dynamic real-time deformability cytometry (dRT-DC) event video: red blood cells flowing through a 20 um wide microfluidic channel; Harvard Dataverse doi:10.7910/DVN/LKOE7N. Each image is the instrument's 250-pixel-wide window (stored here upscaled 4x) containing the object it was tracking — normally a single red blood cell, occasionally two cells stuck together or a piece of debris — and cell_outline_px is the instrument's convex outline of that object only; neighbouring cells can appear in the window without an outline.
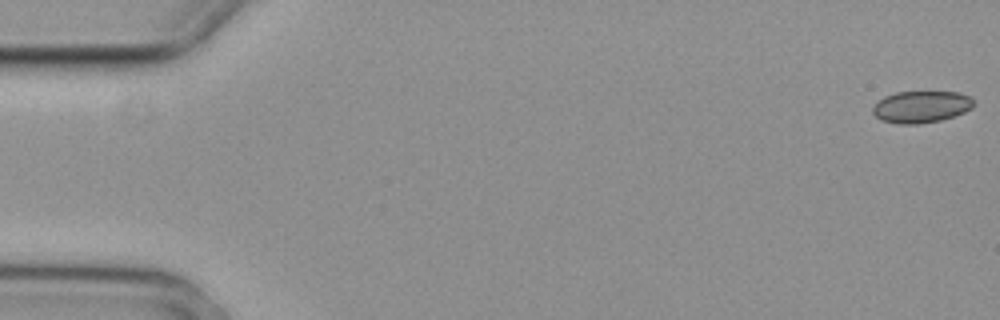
{"species": "common noctule bat (a hibernating species)", "species_latin": "Nyctalus noctula", "temperature_condition": "cold", "stored_images_in_passage": 5, "camera_frame_rate_fps": 3000, "um_per_image_px": 0.085, "animal": {"sex": "female", "body_mass_g": 29.2, "forearm_length_mm": 56.3}, "frame": {"image": 1, "passage_image": 1, "time_ms": 0.0, "image_size_px": [1000, 320], "cell_outline_px": [[972, 108], [964, 112], [940, 120], [916, 124], [900, 124], [880, 120], [872, 112], [872, 108], [884, 96], [896, 92], [960, 92], [972, 96]], "centroid_in_image_um": [78.3, 9.07], "position_along_channel_um": 6.7, "area_um2": 18.61}}
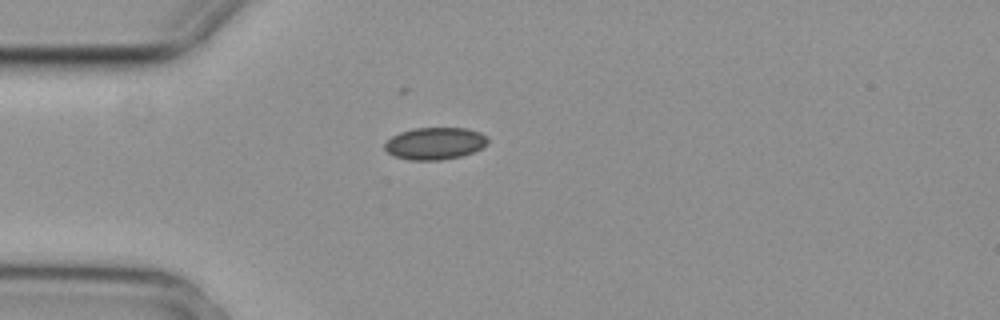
{"frame": {"image": 2, "passage_image": 5, "time_ms": 1.333, "image_size_px": [1000, 320], "cell_outline_px": [[488, 144], [472, 152], [460, 156], [440, 160], [408, 160], [392, 156], [384, 148], [384, 144], [392, 136], [400, 132], [412, 128], [468, 128], [480, 132], [488, 136]], "centroid_in_image_um": [36.96, 12.19], "position_along_channel_um": 48.0, "area_um2": 19.42}}